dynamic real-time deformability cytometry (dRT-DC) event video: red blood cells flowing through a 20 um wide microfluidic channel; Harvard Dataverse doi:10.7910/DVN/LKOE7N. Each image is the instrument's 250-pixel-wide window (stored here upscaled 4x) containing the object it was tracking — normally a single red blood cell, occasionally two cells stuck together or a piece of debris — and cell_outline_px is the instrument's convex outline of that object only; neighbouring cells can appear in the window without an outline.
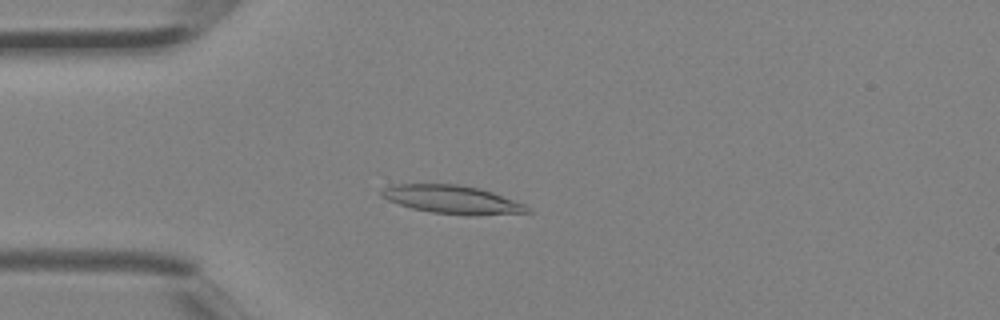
{"species": "Egyptian fruit bat (a non-hibernating species)", "species_latin": "Rousettus aegyptiacus", "temperature_condition": "room temperature", "stored_images_in_passage": 2, "camera_frame_rate_fps": 3000, "um_per_image_px": 0.085, "animal": {"sex": "female"}, "frame": {"image": 1, "passage_image": 2, "time_ms": 0.333, "image_size_px": [1000, 320], "cell_outline_px": [[532, 212], [472, 216], [468, 216], [432, 212], [412, 208], [388, 200], [380, 196], [380, 192], [384, 188], [392, 184], [456, 184], [480, 188], [492, 192], [524, 204]], "centroid_in_image_um": [38.43, 16.96], "position_along_channel_um": 46.6, "area_um2": 23.99}}